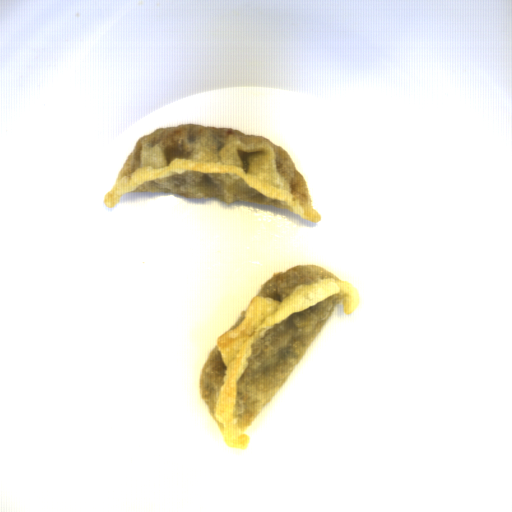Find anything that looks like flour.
Wrapping results in <instances>:
<instances>
[{"label": "flour", "instance_id": "flour-2", "mask_svg": "<svg viewBox=\"0 0 512 512\" xmlns=\"http://www.w3.org/2000/svg\"><path fill=\"white\" fill-rule=\"evenodd\" d=\"M127 193H174L287 210L321 221L308 184L282 146L240 130L180 124L139 137L104 195L113 209Z\"/></svg>", "mask_w": 512, "mask_h": 512}, {"label": "flour", "instance_id": "flour-1", "mask_svg": "<svg viewBox=\"0 0 512 512\" xmlns=\"http://www.w3.org/2000/svg\"><path fill=\"white\" fill-rule=\"evenodd\" d=\"M356 286L312 264L273 273L217 337L199 372V396L226 443L248 448L244 431L283 390L342 304L360 307Z\"/></svg>", "mask_w": 512, "mask_h": 512}]
</instances>
